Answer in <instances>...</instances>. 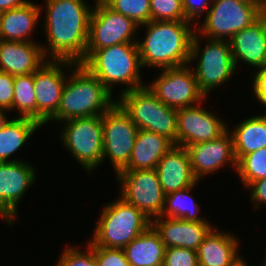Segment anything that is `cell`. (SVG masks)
Here are the masks:
<instances>
[{
	"mask_svg": "<svg viewBox=\"0 0 266 266\" xmlns=\"http://www.w3.org/2000/svg\"><path fill=\"white\" fill-rule=\"evenodd\" d=\"M45 58L81 64L85 60L92 10L83 0H46ZM47 50V51H46ZM49 51V52H48Z\"/></svg>",
	"mask_w": 266,
	"mask_h": 266,
	"instance_id": "1",
	"label": "cell"
},
{
	"mask_svg": "<svg viewBox=\"0 0 266 266\" xmlns=\"http://www.w3.org/2000/svg\"><path fill=\"white\" fill-rule=\"evenodd\" d=\"M190 21H149L144 41H137L142 67L162 69L188 65L196 29Z\"/></svg>",
	"mask_w": 266,
	"mask_h": 266,
	"instance_id": "2",
	"label": "cell"
},
{
	"mask_svg": "<svg viewBox=\"0 0 266 266\" xmlns=\"http://www.w3.org/2000/svg\"><path fill=\"white\" fill-rule=\"evenodd\" d=\"M67 77L57 113L49 121L97 116L105 113L115 102L112 93L83 65L76 64Z\"/></svg>",
	"mask_w": 266,
	"mask_h": 266,
	"instance_id": "3",
	"label": "cell"
},
{
	"mask_svg": "<svg viewBox=\"0 0 266 266\" xmlns=\"http://www.w3.org/2000/svg\"><path fill=\"white\" fill-rule=\"evenodd\" d=\"M112 93L116 83L130 91L144 87L139 74L141 61L137 43H121L93 51L82 63Z\"/></svg>",
	"mask_w": 266,
	"mask_h": 266,
	"instance_id": "4",
	"label": "cell"
},
{
	"mask_svg": "<svg viewBox=\"0 0 266 266\" xmlns=\"http://www.w3.org/2000/svg\"><path fill=\"white\" fill-rule=\"evenodd\" d=\"M151 226V220L134 205L119 197L103 208L95 226L93 246L124 249Z\"/></svg>",
	"mask_w": 266,
	"mask_h": 266,
	"instance_id": "5",
	"label": "cell"
},
{
	"mask_svg": "<svg viewBox=\"0 0 266 266\" xmlns=\"http://www.w3.org/2000/svg\"><path fill=\"white\" fill-rule=\"evenodd\" d=\"M117 102L140 129L161 134L177 145V110L162 103L147 85L120 93Z\"/></svg>",
	"mask_w": 266,
	"mask_h": 266,
	"instance_id": "6",
	"label": "cell"
},
{
	"mask_svg": "<svg viewBox=\"0 0 266 266\" xmlns=\"http://www.w3.org/2000/svg\"><path fill=\"white\" fill-rule=\"evenodd\" d=\"M198 33L213 40H229L242 29L250 26L265 11L260 0H212Z\"/></svg>",
	"mask_w": 266,
	"mask_h": 266,
	"instance_id": "7",
	"label": "cell"
},
{
	"mask_svg": "<svg viewBox=\"0 0 266 266\" xmlns=\"http://www.w3.org/2000/svg\"><path fill=\"white\" fill-rule=\"evenodd\" d=\"M197 35L195 33L193 36L189 62L200 56L197 68L193 72L200 92L206 97L209 91L231 78L236 65L229 40L210 39L201 51L199 35ZM200 52H202L201 55H199Z\"/></svg>",
	"mask_w": 266,
	"mask_h": 266,
	"instance_id": "8",
	"label": "cell"
},
{
	"mask_svg": "<svg viewBox=\"0 0 266 266\" xmlns=\"http://www.w3.org/2000/svg\"><path fill=\"white\" fill-rule=\"evenodd\" d=\"M61 132L63 144L85 170L92 172L103 159L102 115L65 121Z\"/></svg>",
	"mask_w": 266,
	"mask_h": 266,
	"instance_id": "9",
	"label": "cell"
},
{
	"mask_svg": "<svg viewBox=\"0 0 266 266\" xmlns=\"http://www.w3.org/2000/svg\"><path fill=\"white\" fill-rule=\"evenodd\" d=\"M103 159L108 157L116 175L128 164L139 128L116 101L102 114Z\"/></svg>",
	"mask_w": 266,
	"mask_h": 266,
	"instance_id": "10",
	"label": "cell"
},
{
	"mask_svg": "<svg viewBox=\"0 0 266 266\" xmlns=\"http://www.w3.org/2000/svg\"><path fill=\"white\" fill-rule=\"evenodd\" d=\"M138 26L132 19L113 11L102 0H97L90 17L85 59L101 48L137 43L133 35Z\"/></svg>",
	"mask_w": 266,
	"mask_h": 266,
	"instance_id": "11",
	"label": "cell"
},
{
	"mask_svg": "<svg viewBox=\"0 0 266 266\" xmlns=\"http://www.w3.org/2000/svg\"><path fill=\"white\" fill-rule=\"evenodd\" d=\"M120 180L121 198L141 210L150 220L162 215L165 193L156 169L122 170Z\"/></svg>",
	"mask_w": 266,
	"mask_h": 266,
	"instance_id": "12",
	"label": "cell"
},
{
	"mask_svg": "<svg viewBox=\"0 0 266 266\" xmlns=\"http://www.w3.org/2000/svg\"><path fill=\"white\" fill-rule=\"evenodd\" d=\"M147 88L166 106L173 109L192 107L205 96L200 92L193 69L187 65L165 68Z\"/></svg>",
	"mask_w": 266,
	"mask_h": 266,
	"instance_id": "13",
	"label": "cell"
},
{
	"mask_svg": "<svg viewBox=\"0 0 266 266\" xmlns=\"http://www.w3.org/2000/svg\"><path fill=\"white\" fill-rule=\"evenodd\" d=\"M76 64L69 61L47 60L34 72V89L37 100V121L45 125L57 113L66 83L62 70Z\"/></svg>",
	"mask_w": 266,
	"mask_h": 266,
	"instance_id": "14",
	"label": "cell"
},
{
	"mask_svg": "<svg viewBox=\"0 0 266 266\" xmlns=\"http://www.w3.org/2000/svg\"><path fill=\"white\" fill-rule=\"evenodd\" d=\"M177 124V145L183 147L212 141L228 129L219 117L199 105L178 109Z\"/></svg>",
	"mask_w": 266,
	"mask_h": 266,
	"instance_id": "15",
	"label": "cell"
},
{
	"mask_svg": "<svg viewBox=\"0 0 266 266\" xmlns=\"http://www.w3.org/2000/svg\"><path fill=\"white\" fill-rule=\"evenodd\" d=\"M35 170L25 161L0 163V216L12 225L17 204L36 180Z\"/></svg>",
	"mask_w": 266,
	"mask_h": 266,
	"instance_id": "16",
	"label": "cell"
},
{
	"mask_svg": "<svg viewBox=\"0 0 266 266\" xmlns=\"http://www.w3.org/2000/svg\"><path fill=\"white\" fill-rule=\"evenodd\" d=\"M186 149L191 160L193 174L198 181L205 174L219 170L226 163L233 164L232 166L237 169L233 138L228 129L212 141L189 145Z\"/></svg>",
	"mask_w": 266,
	"mask_h": 266,
	"instance_id": "17",
	"label": "cell"
},
{
	"mask_svg": "<svg viewBox=\"0 0 266 266\" xmlns=\"http://www.w3.org/2000/svg\"><path fill=\"white\" fill-rule=\"evenodd\" d=\"M210 225L207 221L188 222L163 216L151 220V226L160 235L165 248L182 247L195 251L212 229Z\"/></svg>",
	"mask_w": 266,
	"mask_h": 266,
	"instance_id": "18",
	"label": "cell"
},
{
	"mask_svg": "<svg viewBox=\"0 0 266 266\" xmlns=\"http://www.w3.org/2000/svg\"><path fill=\"white\" fill-rule=\"evenodd\" d=\"M229 42L235 65L241 60L257 69L266 68V11Z\"/></svg>",
	"mask_w": 266,
	"mask_h": 266,
	"instance_id": "19",
	"label": "cell"
},
{
	"mask_svg": "<svg viewBox=\"0 0 266 266\" xmlns=\"http://www.w3.org/2000/svg\"><path fill=\"white\" fill-rule=\"evenodd\" d=\"M156 171L165 195L195 186V178L186 147L174 145L159 160Z\"/></svg>",
	"mask_w": 266,
	"mask_h": 266,
	"instance_id": "20",
	"label": "cell"
},
{
	"mask_svg": "<svg viewBox=\"0 0 266 266\" xmlns=\"http://www.w3.org/2000/svg\"><path fill=\"white\" fill-rule=\"evenodd\" d=\"M42 46L29 42L0 40V71L12 76L34 73L46 59Z\"/></svg>",
	"mask_w": 266,
	"mask_h": 266,
	"instance_id": "21",
	"label": "cell"
},
{
	"mask_svg": "<svg viewBox=\"0 0 266 266\" xmlns=\"http://www.w3.org/2000/svg\"><path fill=\"white\" fill-rule=\"evenodd\" d=\"M212 228L197 249L199 266H231L238 256V241L235 236Z\"/></svg>",
	"mask_w": 266,
	"mask_h": 266,
	"instance_id": "22",
	"label": "cell"
},
{
	"mask_svg": "<svg viewBox=\"0 0 266 266\" xmlns=\"http://www.w3.org/2000/svg\"><path fill=\"white\" fill-rule=\"evenodd\" d=\"M173 146L166 136L139 129L129 164L123 170L156 169L159 160Z\"/></svg>",
	"mask_w": 266,
	"mask_h": 266,
	"instance_id": "23",
	"label": "cell"
},
{
	"mask_svg": "<svg viewBox=\"0 0 266 266\" xmlns=\"http://www.w3.org/2000/svg\"><path fill=\"white\" fill-rule=\"evenodd\" d=\"M40 10L39 6L29 1L22 7L3 12L0 21V40L31 41L28 37L41 15Z\"/></svg>",
	"mask_w": 266,
	"mask_h": 266,
	"instance_id": "24",
	"label": "cell"
},
{
	"mask_svg": "<svg viewBox=\"0 0 266 266\" xmlns=\"http://www.w3.org/2000/svg\"><path fill=\"white\" fill-rule=\"evenodd\" d=\"M123 250L131 266H163L165 246L152 226Z\"/></svg>",
	"mask_w": 266,
	"mask_h": 266,
	"instance_id": "25",
	"label": "cell"
},
{
	"mask_svg": "<svg viewBox=\"0 0 266 266\" xmlns=\"http://www.w3.org/2000/svg\"><path fill=\"white\" fill-rule=\"evenodd\" d=\"M231 134L238 162L244 155L266 147V115L247 118Z\"/></svg>",
	"mask_w": 266,
	"mask_h": 266,
	"instance_id": "26",
	"label": "cell"
},
{
	"mask_svg": "<svg viewBox=\"0 0 266 266\" xmlns=\"http://www.w3.org/2000/svg\"><path fill=\"white\" fill-rule=\"evenodd\" d=\"M41 126L38 121L27 117L9 119V122L0 130V163L21 161L7 158L19 150Z\"/></svg>",
	"mask_w": 266,
	"mask_h": 266,
	"instance_id": "27",
	"label": "cell"
},
{
	"mask_svg": "<svg viewBox=\"0 0 266 266\" xmlns=\"http://www.w3.org/2000/svg\"><path fill=\"white\" fill-rule=\"evenodd\" d=\"M194 186L187 187L182 190L165 195L164 209L162 211L163 217L179 218L188 222L206 221L197 213L200 210L189 192ZM168 205V206H167Z\"/></svg>",
	"mask_w": 266,
	"mask_h": 266,
	"instance_id": "28",
	"label": "cell"
},
{
	"mask_svg": "<svg viewBox=\"0 0 266 266\" xmlns=\"http://www.w3.org/2000/svg\"><path fill=\"white\" fill-rule=\"evenodd\" d=\"M18 109L19 117L37 121V100L34 89V73L14 76L13 109Z\"/></svg>",
	"mask_w": 266,
	"mask_h": 266,
	"instance_id": "29",
	"label": "cell"
},
{
	"mask_svg": "<svg viewBox=\"0 0 266 266\" xmlns=\"http://www.w3.org/2000/svg\"><path fill=\"white\" fill-rule=\"evenodd\" d=\"M242 183L247 187L251 182L266 177V147L244 155L235 169Z\"/></svg>",
	"mask_w": 266,
	"mask_h": 266,
	"instance_id": "30",
	"label": "cell"
},
{
	"mask_svg": "<svg viewBox=\"0 0 266 266\" xmlns=\"http://www.w3.org/2000/svg\"><path fill=\"white\" fill-rule=\"evenodd\" d=\"M113 11L142 26L150 21V0H102Z\"/></svg>",
	"mask_w": 266,
	"mask_h": 266,
	"instance_id": "31",
	"label": "cell"
},
{
	"mask_svg": "<svg viewBox=\"0 0 266 266\" xmlns=\"http://www.w3.org/2000/svg\"><path fill=\"white\" fill-rule=\"evenodd\" d=\"M150 21H189L182 0H150Z\"/></svg>",
	"mask_w": 266,
	"mask_h": 266,
	"instance_id": "32",
	"label": "cell"
},
{
	"mask_svg": "<svg viewBox=\"0 0 266 266\" xmlns=\"http://www.w3.org/2000/svg\"><path fill=\"white\" fill-rule=\"evenodd\" d=\"M88 251L81 252L77 248L67 247L56 266H98L94 256V246L89 242Z\"/></svg>",
	"mask_w": 266,
	"mask_h": 266,
	"instance_id": "33",
	"label": "cell"
},
{
	"mask_svg": "<svg viewBox=\"0 0 266 266\" xmlns=\"http://www.w3.org/2000/svg\"><path fill=\"white\" fill-rule=\"evenodd\" d=\"M163 266H199L197 251L182 248H165Z\"/></svg>",
	"mask_w": 266,
	"mask_h": 266,
	"instance_id": "34",
	"label": "cell"
},
{
	"mask_svg": "<svg viewBox=\"0 0 266 266\" xmlns=\"http://www.w3.org/2000/svg\"><path fill=\"white\" fill-rule=\"evenodd\" d=\"M98 266H131L123 249L94 246Z\"/></svg>",
	"mask_w": 266,
	"mask_h": 266,
	"instance_id": "35",
	"label": "cell"
},
{
	"mask_svg": "<svg viewBox=\"0 0 266 266\" xmlns=\"http://www.w3.org/2000/svg\"><path fill=\"white\" fill-rule=\"evenodd\" d=\"M14 97V76L0 71V108L12 111Z\"/></svg>",
	"mask_w": 266,
	"mask_h": 266,
	"instance_id": "36",
	"label": "cell"
},
{
	"mask_svg": "<svg viewBox=\"0 0 266 266\" xmlns=\"http://www.w3.org/2000/svg\"><path fill=\"white\" fill-rule=\"evenodd\" d=\"M209 2L211 0H182L183 10L185 13L186 18L191 22L195 21V27H197V18L201 16L202 12L208 9Z\"/></svg>",
	"mask_w": 266,
	"mask_h": 266,
	"instance_id": "37",
	"label": "cell"
},
{
	"mask_svg": "<svg viewBox=\"0 0 266 266\" xmlns=\"http://www.w3.org/2000/svg\"><path fill=\"white\" fill-rule=\"evenodd\" d=\"M247 188H251L250 198L256 203L254 204L256 209L260 203H266V177L251 182Z\"/></svg>",
	"mask_w": 266,
	"mask_h": 266,
	"instance_id": "38",
	"label": "cell"
},
{
	"mask_svg": "<svg viewBox=\"0 0 266 266\" xmlns=\"http://www.w3.org/2000/svg\"><path fill=\"white\" fill-rule=\"evenodd\" d=\"M253 91L261 104L266 106V68L259 69L254 76Z\"/></svg>",
	"mask_w": 266,
	"mask_h": 266,
	"instance_id": "39",
	"label": "cell"
},
{
	"mask_svg": "<svg viewBox=\"0 0 266 266\" xmlns=\"http://www.w3.org/2000/svg\"><path fill=\"white\" fill-rule=\"evenodd\" d=\"M27 0H0V10L5 12L10 9L18 8L24 6Z\"/></svg>",
	"mask_w": 266,
	"mask_h": 266,
	"instance_id": "40",
	"label": "cell"
},
{
	"mask_svg": "<svg viewBox=\"0 0 266 266\" xmlns=\"http://www.w3.org/2000/svg\"><path fill=\"white\" fill-rule=\"evenodd\" d=\"M5 109L0 108V130L4 128V126L9 122L8 118H6V115L4 114Z\"/></svg>",
	"mask_w": 266,
	"mask_h": 266,
	"instance_id": "41",
	"label": "cell"
},
{
	"mask_svg": "<svg viewBox=\"0 0 266 266\" xmlns=\"http://www.w3.org/2000/svg\"><path fill=\"white\" fill-rule=\"evenodd\" d=\"M231 266H247V263H245V260H243L242 257H241L239 260H237Z\"/></svg>",
	"mask_w": 266,
	"mask_h": 266,
	"instance_id": "42",
	"label": "cell"
},
{
	"mask_svg": "<svg viewBox=\"0 0 266 266\" xmlns=\"http://www.w3.org/2000/svg\"><path fill=\"white\" fill-rule=\"evenodd\" d=\"M266 6V0H260Z\"/></svg>",
	"mask_w": 266,
	"mask_h": 266,
	"instance_id": "43",
	"label": "cell"
},
{
	"mask_svg": "<svg viewBox=\"0 0 266 266\" xmlns=\"http://www.w3.org/2000/svg\"><path fill=\"white\" fill-rule=\"evenodd\" d=\"M2 14H3V12L0 10V21H1Z\"/></svg>",
	"mask_w": 266,
	"mask_h": 266,
	"instance_id": "44",
	"label": "cell"
}]
</instances>
